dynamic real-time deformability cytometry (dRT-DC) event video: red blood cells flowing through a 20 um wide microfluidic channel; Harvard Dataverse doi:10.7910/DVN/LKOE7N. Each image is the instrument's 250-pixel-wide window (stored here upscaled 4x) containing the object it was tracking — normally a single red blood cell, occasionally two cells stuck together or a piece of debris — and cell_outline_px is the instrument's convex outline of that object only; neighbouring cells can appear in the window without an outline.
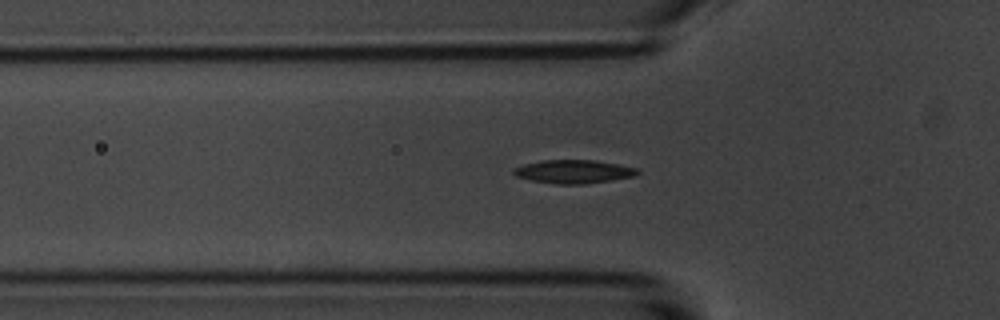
{"species": "common noctule bat (a hibernating species)", "species_latin": "Nyctalus noctula", "temperature_condition": "room temperature", "stored_images_in_passage": 40, "camera_frame_rate_fps": 3000, "um_per_image_px": 0.085, "animal": {"sex": "male", "body_mass_g": 20.1, "forearm_length_mm": 53.5}, "frame": {"image": 1, "passage_image": 2, "time_ms": 0.333, "image_size_px": [1000, 320], "cell_outline_px": [[640, 172], [636, 176], [584, 184], [556, 184], [532, 180], [516, 176], [512, 172], [512, 168], [524, 164], [540, 160], [596, 160], [636, 168]], "centroid_in_image_um": [48.73, 14.58], "position_along_channel_um": 77.1, "area_um2": 16.88}}
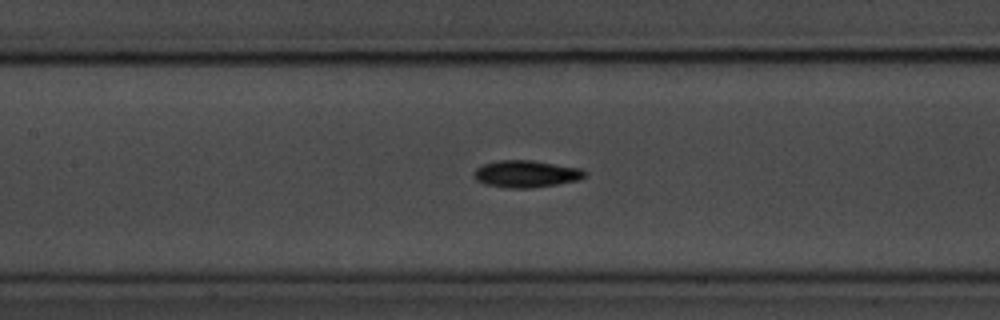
{"frame": {"image": 2, "passage_image": 9, "time_ms": 2.667, "image_size_px": [1000, 320], "cell_outline_px": [[588, 176], [580, 180], [556, 184], [528, 188], [508, 188], [484, 184], [476, 180], [472, 176], [476, 168], [484, 164], [500, 160], [532, 160], [580, 168], [588, 172]], "centroid_in_image_um": [44.74, 14.78], "position_along_channel_um": 162.7, "area_um2": 17.57}}
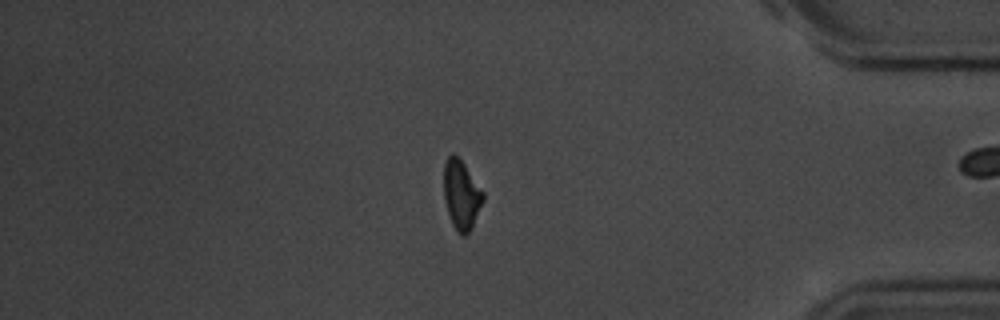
{"frame": {"image": 3, "passage_image": 31, "time_ms": 10.0, "image_size_px": [1000, 320], "cell_outline_px": [[484, 200], [472, 228], [464, 236], [460, 236], [456, 232], [452, 224], [444, 200], [444, 164], [448, 156], [452, 152], [464, 164], [484, 192]], "centroid_in_image_um": [39.22, 16.59], "position_along_channel_um": 396.0, "area_um2": 15.9}, "authors_computed_cell_mechanics": {"area_um2": 16.4152, "velocity_mm_per_s": 3.6214, "shape_relaxation_time_tau1_ms": 3.1358, "shape_relaxation_time_tau2_ms": null, "deformation_change_tau1": 0.1226, "deformation_change_tau2": null}}